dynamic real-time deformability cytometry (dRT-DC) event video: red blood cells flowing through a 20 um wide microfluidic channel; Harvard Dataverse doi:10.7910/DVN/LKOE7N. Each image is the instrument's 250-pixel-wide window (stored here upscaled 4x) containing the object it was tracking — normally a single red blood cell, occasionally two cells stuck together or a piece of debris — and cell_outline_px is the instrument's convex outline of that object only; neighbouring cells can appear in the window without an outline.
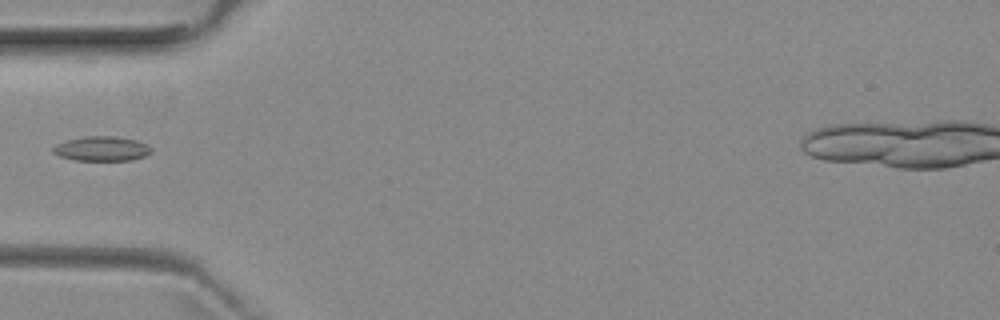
{"species": "common noctule bat (a hibernating species)", "species_latin": "Nyctalus noctula", "temperature_condition": "room temperature", "stored_images_in_passage": 4, "camera_frame_rate_fps": 3000, "um_per_image_px": 0.085, "animal": {"sex": "female", "body_mass_g": 29.2, "forearm_length_mm": 56.3}, "frame": {"image": 1, "passage_image": 4, "time_ms": 3.667, "image_size_px": [1000, 320], "cell_outline_px": [[152, 152], [144, 156], [132, 160], [76, 160], [60, 156], [52, 152], [52, 148], [56, 144], [68, 140], [84, 136], [116, 136], [136, 140], [152, 148]], "centroid_in_image_um": [8.64, 12.63], "position_along_channel_um": 76.4, "area_um2": 13.99}}